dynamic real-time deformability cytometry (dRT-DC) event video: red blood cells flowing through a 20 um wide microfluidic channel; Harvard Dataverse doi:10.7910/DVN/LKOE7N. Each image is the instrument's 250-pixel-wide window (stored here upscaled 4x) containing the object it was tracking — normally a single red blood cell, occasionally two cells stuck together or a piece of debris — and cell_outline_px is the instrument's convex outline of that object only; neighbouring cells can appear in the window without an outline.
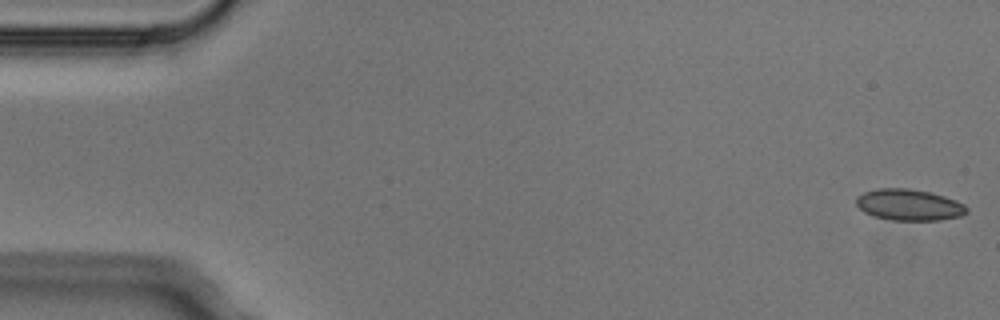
{"species": "Egyptian fruit bat (a non-hibernating species)", "species_latin": "Rousettus aegyptiacus", "temperature_condition": "cold", "stored_images_in_passage": 5, "camera_frame_rate_fps": 3000, "um_per_image_px": 0.085, "animal": {"sex": "male"}, "frame": {"image": 1, "passage_image": 1, "time_ms": 0.0, "image_size_px": [1000, 320], "cell_outline_px": [[968, 212], [960, 216], [940, 220], [892, 220], [872, 216], [864, 212], [856, 204], [856, 196], [864, 192], [876, 188], [908, 188], [932, 192], [956, 200], [964, 204], [968, 208]], "centroid_in_image_um": [77.26, 17.4], "position_along_channel_um": 7.7, "area_um2": 20.35}}
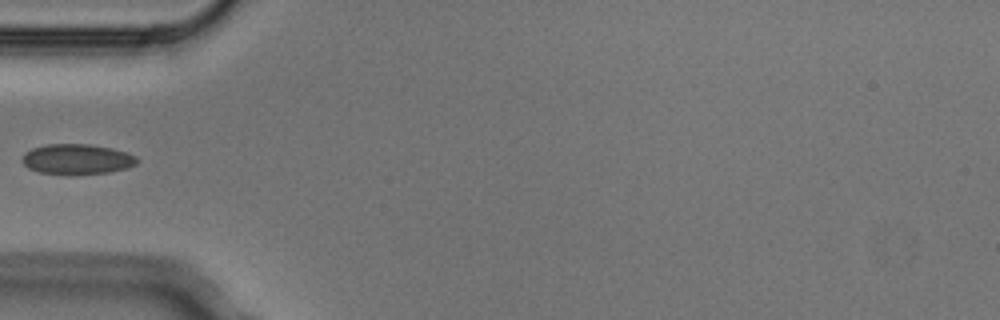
{"frame": {"image": 2, "passage_image": 5, "time_ms": 1.333, "image_size_px": [1000, 320], "cell_outline_px": [[140, 160], [136, 164], [128, 168], [108, 172], [68, 176], [40, 172], [28, 168], [20, 160], [24, 152], [32, 148], [44, 144], [88, 144], [112, 148], [128, 152], [136, 156]], "centroid_in_image_um": [6.54, 13.54], "position_along_channel_um": 78.5, "area_um2": 20.81}}